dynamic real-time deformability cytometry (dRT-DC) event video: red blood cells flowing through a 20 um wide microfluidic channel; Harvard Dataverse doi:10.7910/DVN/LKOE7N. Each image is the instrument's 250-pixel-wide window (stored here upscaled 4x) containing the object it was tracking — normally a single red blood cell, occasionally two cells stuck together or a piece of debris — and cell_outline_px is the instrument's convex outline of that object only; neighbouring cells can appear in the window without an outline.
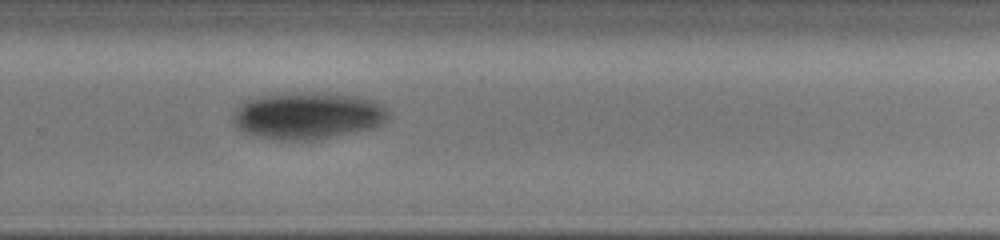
{"species": "human", "species_latin": "Homo sapiens", "temperature_condition": "cold", "stored_images_in_passage": 11, "camera_frame_rate_fps": 3000, "um_per_image_px": 0.085, "donor": {"sex": "male"}, "frame": {"image": 1, "passage_image": 10, "time_ms": 8.333, "image_size_px": [1000, 240], "cell_outline_px": [[388, 116], [384, 124], [376, 128], [312, 140], [280, 140], [256, 136], [240, 132], [232, 124], [232, 116], [236, 108], [240, 104], [248, 100], [260, 96], [276, 92], [328, 92], [360, 96], [376, 100], [388, 112]], "centroid_in_image_um": [26.14, 9.81], "position_along_channel_um": 303.7, "area_um2": 43.52}}